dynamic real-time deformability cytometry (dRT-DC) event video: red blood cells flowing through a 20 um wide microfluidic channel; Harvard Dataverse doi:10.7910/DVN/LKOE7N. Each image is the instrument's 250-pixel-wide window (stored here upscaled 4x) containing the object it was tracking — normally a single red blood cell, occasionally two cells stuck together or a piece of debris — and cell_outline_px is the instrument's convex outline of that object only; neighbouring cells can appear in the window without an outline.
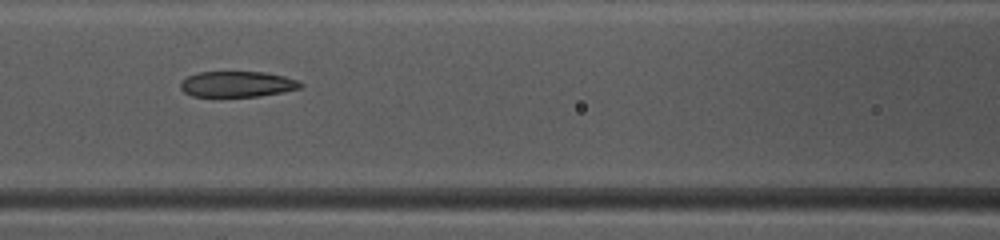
{"species": "common noctule bat (a hibernating species)", "species_latin": "Nyctalus noctula", "temperature_condition": "warm", "stored_images_in_passage": 13, "camera_frame_rate_fps": 3000, "um_per_image_px": 0.085, "animal": {"sex": "female", "body_mass_g": 10.0, "forearm_length_mm": 53.1}, "frame": {"image": 1, "passage_image": 8, "time_ms": 2.333, "image_size_px": [1000, 240], "cell_outline_px": [[304, 84], [300, 88], [260, 96], [192, 96], [184, 92], [180, 88], [180, 80], [196, 72], [264, 72], [284, 76], [300, 80]], "centroid_in_image_um": [20.15, 7.14], "position_along_channel_um": 146.4, "area_um2": 18.03}}
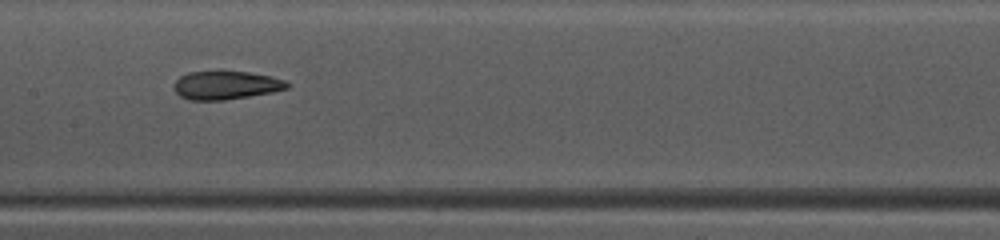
{"frame": {"image": 2, "passage_image": 11, "time_ms": 3.333, "image_size_px": [1000, 240], "cell_outline_px": [[292, 84], [288, 88], [272, 92], [224, 100], [188, 100], [180, 96], [172, 88], [172, 84], [180, 76], [188, 72], [248, 72], [272, 76], [284, 80]], "centroid_in_image_um": [19.19, 7.25], "position_along_channel_um": 188.2, "area_um2": 18.73}}